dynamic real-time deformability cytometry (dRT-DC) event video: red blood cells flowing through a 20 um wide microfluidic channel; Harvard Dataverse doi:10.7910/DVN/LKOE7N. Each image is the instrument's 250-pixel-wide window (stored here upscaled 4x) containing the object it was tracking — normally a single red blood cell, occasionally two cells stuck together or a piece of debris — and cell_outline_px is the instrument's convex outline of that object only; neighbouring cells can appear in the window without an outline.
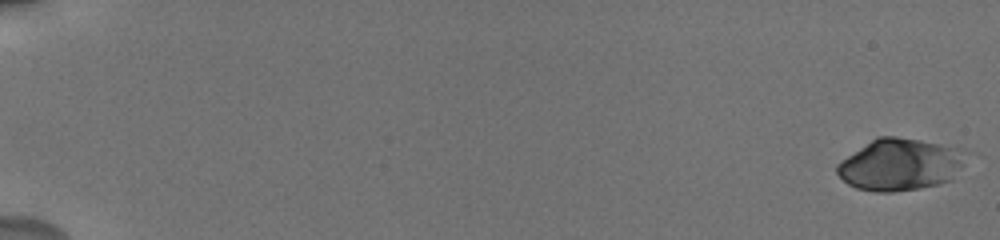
{"species": "human", "species_latin": "Homo sapiens", "temperature_condition": "cold", "stored_images_in_passage": 14, "camera_frame_rate_fps": 3000, "um_per_image_px": 0.085, "donor": {"sex": "male"}, "frame": {"image": 1, "passage_image": 1, "time_ms": 0.0, "image_size_px": [1000, 240], "cell_outline_px": [[964, 164], [952, 180], [940, 184], [920, 188], [892, 192], [876, 192], [856, 188], [848, 184], [836, 172], [836, 164], [876, 136], [896, 136], [920, 140], [956, 148]], "centroid_in_image_um": [76.44, 14.01], "position_along_channel_um": 8.6, "area_um2": 38.44}}
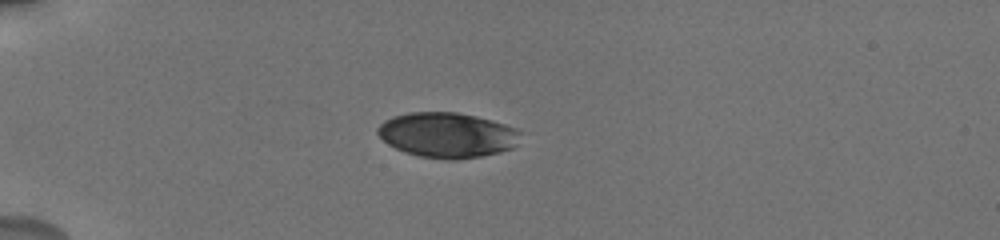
{"frame": {"image": 2, "passage_image": 10, "time_ms": 5.333, "image_size_px": [1000, 240], "cell_outline_px": [[520, 132], [512, 148], [500, 152], [480, 156], [452, 160], [420, 156], [404, 152], [388, 144], [376, 132], [376, 128], [384, 120], [392, 116], [408, 112], [456, 112], [476, 116], [492, 120], [516, 128]], "centroid_in_image_um": [37.97, 11.46], "position_along_channel_um": 47.0, "area_um2": 37.34}}
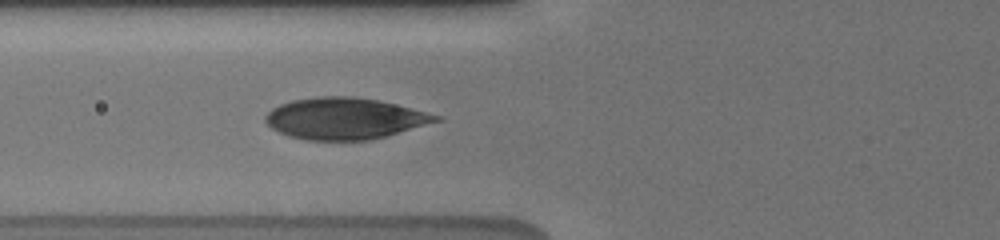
{"frame": {"image": 3, "passage_image": 14, "time_ms": 7.667, "image_size_px": [1000, 240], "cell_outline_px": [[444, 120], [384, 136], [368, 140], [308, 140], [288, 136], [272, 128], [264, 120], [264, 116], [272, 108], [280, 104], [292, 100], [316, 96], [352, 96], [380, 100], [444, 116]], "centroid_in_image_um": [29.32, 10.06], "position_along_channel_um": 96.5, "area_um2": 41.33}}